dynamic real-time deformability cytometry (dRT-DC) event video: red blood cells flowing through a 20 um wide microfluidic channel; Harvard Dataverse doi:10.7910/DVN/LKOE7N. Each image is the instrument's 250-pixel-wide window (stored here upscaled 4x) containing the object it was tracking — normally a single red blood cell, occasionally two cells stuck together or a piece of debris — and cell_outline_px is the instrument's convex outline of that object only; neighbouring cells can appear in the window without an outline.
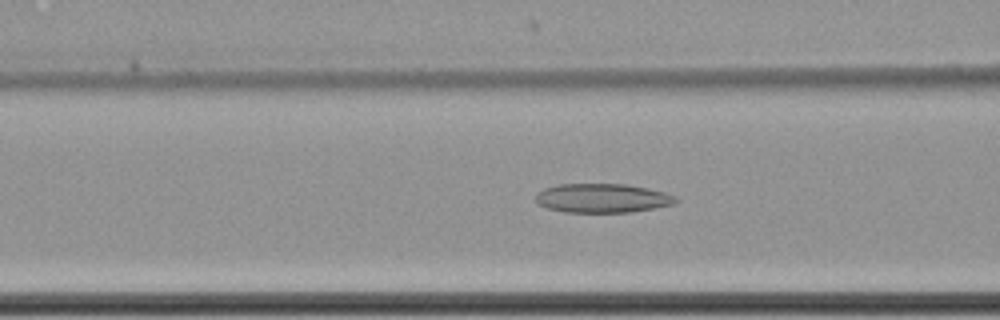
{"species": "common noctule bat (a hibernating species)", "species_latin": "Nyctalus noctula", "temperature_condition": "cold", "stored_images_in_passage": 59, "camera_frame_rate_fps": 3000, "um_per_image_px": 0.085, "animal": {"sex": "female", "body_mass_g": 22.7, "forearm_length_mm": 54.2}, "frame": {"image": 1, "passage_image": 27, "time_ms": 8.667, "image_size_px": [1000, 320], "cell_outline_px": [[680, 200], [672, 204], [656, 208], [632, 212], [564, 212], [548, 208], [540, 204], [536, 200], [536, 192], [544, 188], [556, 184], [628, 184], [648, 188], [664, 192], [676, 196]], "centroid_in_image_um": [51.22, 16.83], "position_along_channel_um": 115.4, "area_um2": 23.87}}
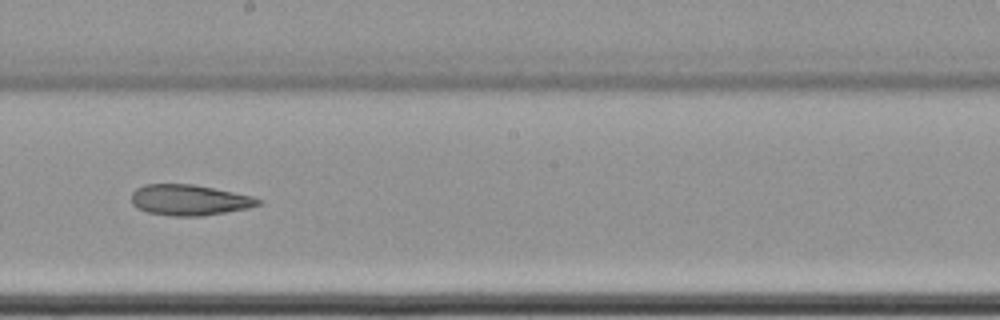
{"frame": {"image": 2, "passage_image": 37, "time_ms": 12.0, "image_size_px": [1000, 320], "cell_outline_px": [[260, 204], [248, 208], [200, 216], [176, 216], [148, 212], [136, 208], [132, 204], [132, 192], [136, 188], [144, 184], [192, 184], [252, 196], [260, 200]], "centroid_in_image_um": [16.04, 16.99], "position_along_channel_um": 232.2, "area_um2": 22.43}}
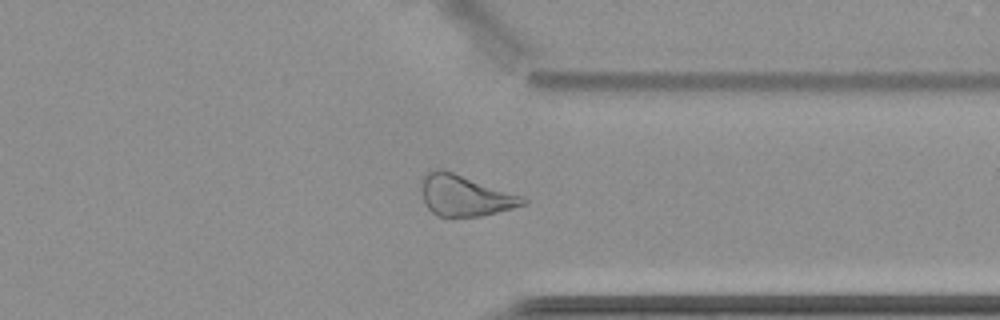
{"frame": {"image": 3, "passage_image": 49, "time_ms": 16.0, "image_size_px": [1000, 320], "cell_outline_px": [[528, 204], [480, 216], [436, 216], [424, 204], [420, 188], [420, 176], [436, 168], [440, 168], [524, 196], [528, 200]], "centroid_in_image_um": [39.47, 16.61], "position_along_channel_um": 371.9, "area_um2": 24.45}}